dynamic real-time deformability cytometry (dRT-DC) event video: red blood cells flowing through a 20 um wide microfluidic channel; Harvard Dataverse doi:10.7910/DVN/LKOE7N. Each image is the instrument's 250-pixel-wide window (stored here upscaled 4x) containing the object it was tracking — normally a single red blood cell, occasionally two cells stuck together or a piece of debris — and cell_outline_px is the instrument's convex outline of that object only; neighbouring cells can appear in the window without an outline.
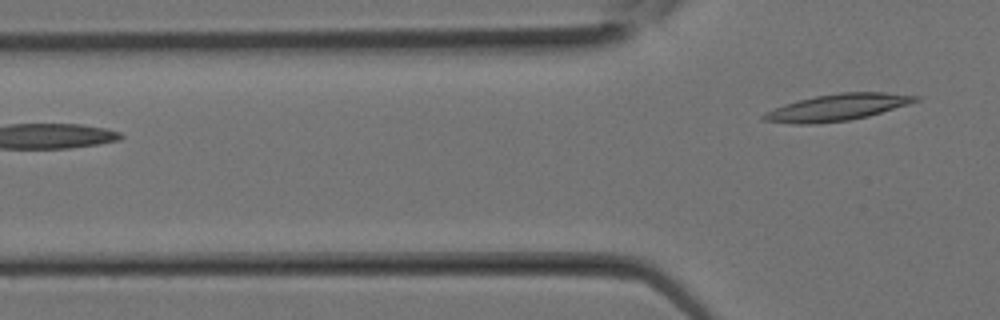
{"species": "Egyptian fruit bat (a non-hibernating species)", "species_latin": "Rousettus aegyptiacus", "temperature_condition": "room temperature", "stored_images_in_passage": 8, "segment_of_instrument_passage": [2, 2], "camera_frame_rate_fps": 3000, "um_per_image_px": 0.085, "animal": {"sex": "female"}, "frame": {"image": 1, "passage_image": 8, "time_ms": 2.333, "image_size_px": [1000, 320], "cell_outline_px": [[920, 100], [908, 104], [868, 116], [848, 120], [816, 124], [796, 124], [760, 120], [760, 116], [784, 104], [816, 96], [840, 92], [884, 92], [920, 96]], "centroid_in_image_um": [71.18, 9.13], "position_along_channel_um": 54.6, "area_um2": 23.35}}